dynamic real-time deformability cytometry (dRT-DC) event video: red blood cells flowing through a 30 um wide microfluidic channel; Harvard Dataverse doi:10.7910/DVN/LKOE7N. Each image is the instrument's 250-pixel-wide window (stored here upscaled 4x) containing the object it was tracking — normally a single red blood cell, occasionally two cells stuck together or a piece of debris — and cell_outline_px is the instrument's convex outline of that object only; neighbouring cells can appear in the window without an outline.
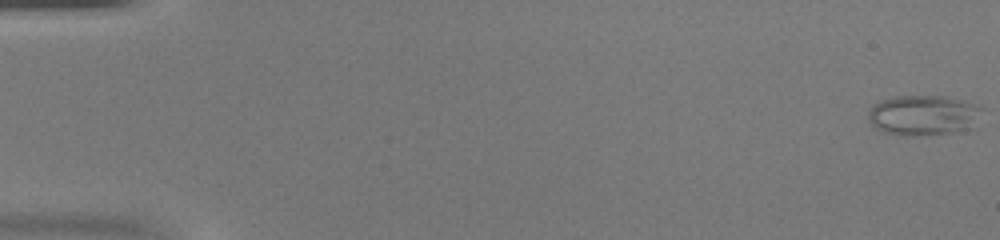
{"species": "common noctule bat (a hibernating species)", "species_latin": "Nyctalus noctula", "temperature_condition": "warm", "stored_images_in_passage": 47, "camera_frame_rate_fps": 3000, "um_per_image_px": 0.085, "animal": {"sex": "female", "body_mass_g": 20.0, "forearm_length_mm": 54.0}, "frame": {"image": 1, "passage_image": 1, "time_ms": 0.0, "image_size_px": [1000, 240], "cell_outline_px": [[984, 108], [968, 128], [952, 132], [912, 136], [900, 136], [884, 132], [876, 128], [868, 120], [868, 112], [880, 100], [896, 96], [948, 96], [964, 100], [976, 104]], "centroid_in_image_um": [78.44, 9.78], "position_along_channel_um": 6.6, "area_um2": 26.47}}
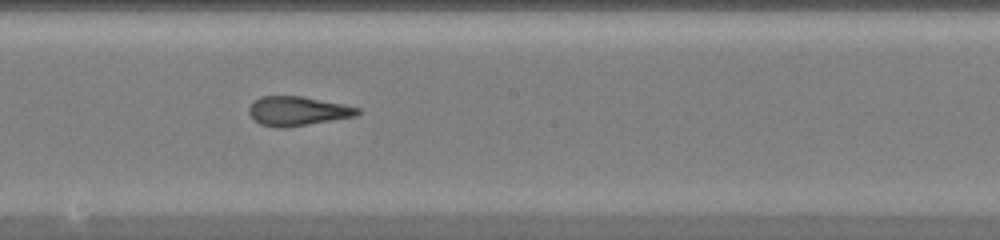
{"frame": {"image": 2, "passage_image": 27, "time_ms": 8.667, "image_size_px": [1000, 240], "cell_outline_px": [[360, 112], [356, 116], [284, 128], [276, 128], [260, 124], [248, 112], [248, 108], [260, 96], [304, 96], [344, 104], [360, 108]], "centroid_in_image_um": [25.31, 9.43], "position_along_channel_um": 222.9, "area_um2": 18.44}}
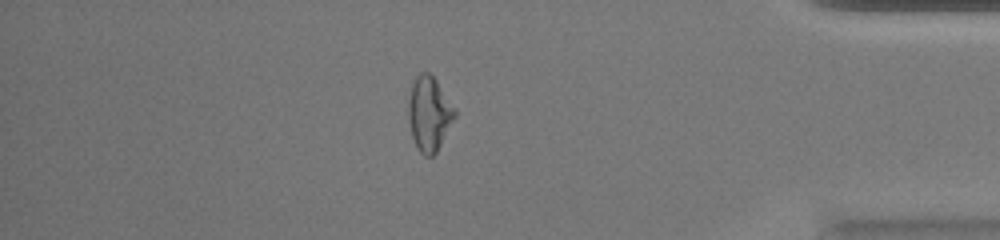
{"frame": {"image": 3, "passage_image": 41, "time_ms": 13.333, "image_size_px": [1000, 240], "cell_outline_px": [[456, 116], [436, 152], [432, 156], [424, 156], [416, 148], [412, 136], [408, 116], [408, 100], [412, 84], [416, 76], [420, 72], [428, 72], [436, 80], [456, 108]], "centroid_in_image_um": [36.48, 9.66], "position_along_channel_um": 398.7, "area_um2": 20.11}}